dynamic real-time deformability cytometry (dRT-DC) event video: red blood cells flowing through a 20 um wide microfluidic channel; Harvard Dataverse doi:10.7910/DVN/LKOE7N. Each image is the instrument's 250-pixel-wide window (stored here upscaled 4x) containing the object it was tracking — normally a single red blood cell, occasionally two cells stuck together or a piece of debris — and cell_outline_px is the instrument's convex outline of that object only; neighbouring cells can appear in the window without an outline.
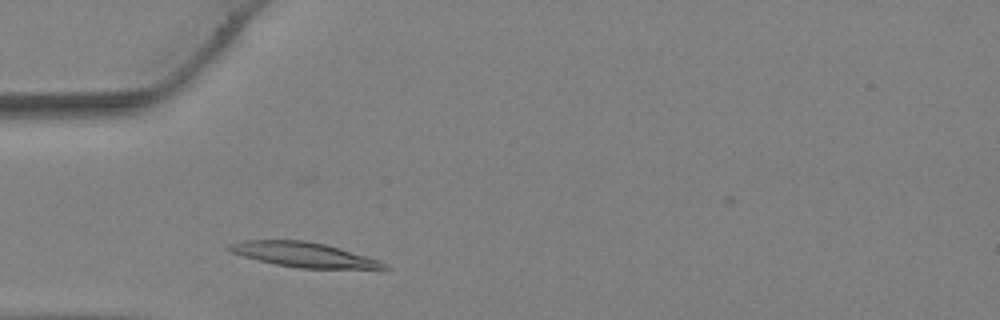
{"species": "Egyptian fruit bat (a non-hibernating species)", "species_latin": "Rousettus aegyptiacus", "temperature_condition": "warm", "stored_images_in_passage": 21, "camera_frame_rate_fps": 3000, "um_per_image_px": 0.085, "animal": {"sex": "female"}, "frame": {"image": 1, "passage_image": 3, "time_ms": 0.667, "image_size_px": [1000, 320], "cell_outline_px": [[392, 268], [384, 272], [296, 268], [276, 264], [244, 256], [232, 252], [224, 248], [228, 244], [240, 240], [304, 240], [324, 244], [340, 248], [380, 260]], "centroid_in_image_um": [26.04, 21.71], "position_along_channel_um": 59.0, "area_um2": 23.52}}
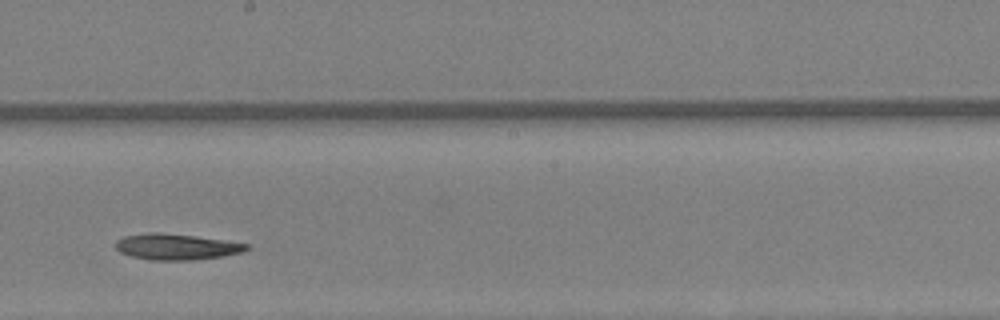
{"frame": {"image": 2, "passage_image": 13, "time_ms": 4.0, "image_size_px": [1000, 320], "cell_outline_px": [[252, 248], [240, 252], [224, 256], [196, 260], [152, 260], [132, 256], [120, 252], [116, 248], [116, 240], [124, 236], [148, 232], [156, 232], [192, 236], [248, 244]], "centroid_in_image_um": [14.97, 20.98], "position_along_channel_um": 233.2, "area_um2": 19.59}}
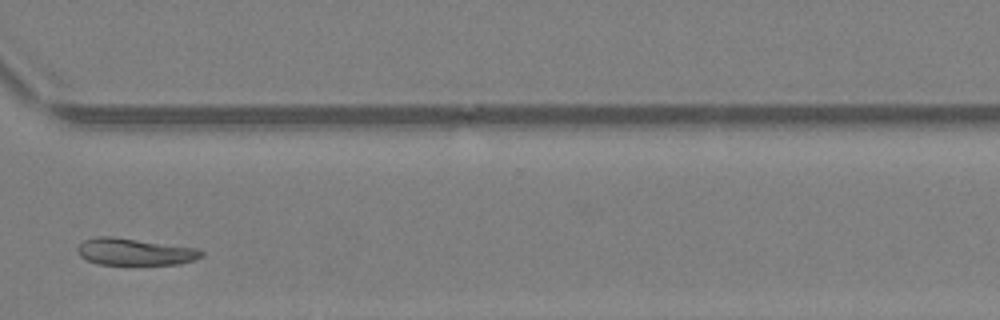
{"frame": {"image": 3, "passage_image": 20, "time_ms": 6.333, "image_size_px": [1000, 320], "cell_outline_px": [[204, 256], [196, 260], [176, 264], [100, 264], [88, 260], [80, 256], [76, 248], [84, 240], [92, 236], [112, 236], [200, 248], [204, 252]], "centroid_in_image_um": [11.49, 21.38], "position_along_channel_um": 359.1, "area_um2": 19.59}}